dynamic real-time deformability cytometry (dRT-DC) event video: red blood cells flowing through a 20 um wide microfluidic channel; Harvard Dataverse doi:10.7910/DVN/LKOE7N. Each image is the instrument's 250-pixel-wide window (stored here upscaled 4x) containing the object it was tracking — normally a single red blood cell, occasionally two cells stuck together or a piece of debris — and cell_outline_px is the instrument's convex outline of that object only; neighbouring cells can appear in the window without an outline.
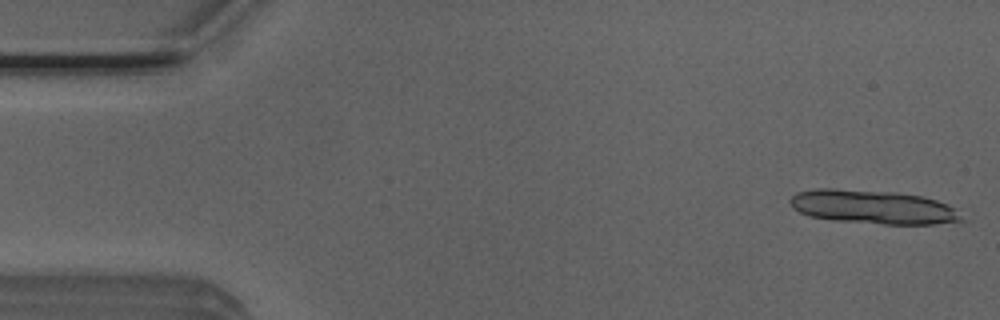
{"species": "Egyptian fruit bat (a non-hibernating species)", "species_latin": "Rousettus aegyptiacus", "temperature_condition": "room temperature", "stored_images_in_passage": 5, "camera_frame_rate_fps": 3000, "um_per_image_px": 0.085, "animal": {"sex": "male"}, "frame": {"image": 1, "passage_image": 1, "time_ms": 0.0, "image_size_px": [1000, 320], "cell_outline_px": [[968, 220], [932, 224], [884, 224], [832, 220], [812, 216], [800, 212], [792, 208], [788, 200], [796, 192], [816, 188], [832, 188], [896, 192], [920, 196], [936, 200], [948, 204]], "centroid_in_image_um": [74.19, 17.59], "position_along_channel_um": 10.8, "area_um2": 33.87}}